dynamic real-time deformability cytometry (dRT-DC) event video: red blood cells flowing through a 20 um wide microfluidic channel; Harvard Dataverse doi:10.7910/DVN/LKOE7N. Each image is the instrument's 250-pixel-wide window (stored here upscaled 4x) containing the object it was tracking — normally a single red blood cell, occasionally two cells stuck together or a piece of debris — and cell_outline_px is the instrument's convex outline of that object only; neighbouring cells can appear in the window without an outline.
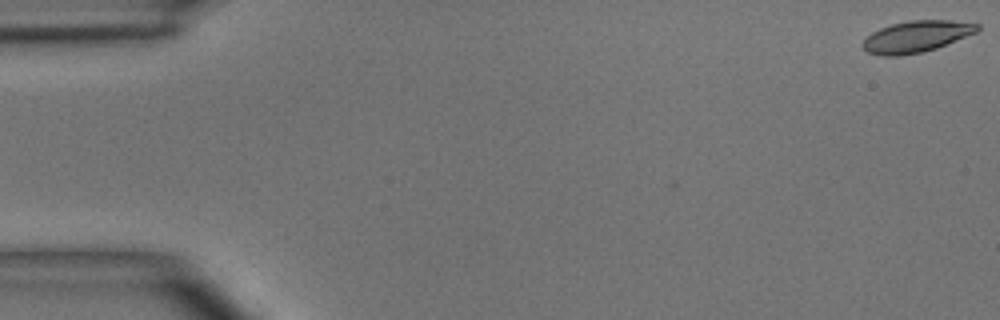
{"species": "common noctule bat (a hibernating species)", "species_latin": "Nyctalus noctula", "temperature_condition": "room temperature", "stored_images_in_passage": 4, "camera_frame_rate_fps": 3000, "um_per_image_px": 0.085, "animal": {"sex": "male", "body_mass_g": 15.6}, "frame": {"image": 1, "passage_image": 1, "time_ms": 0.0, "image_size_px": [1000, 320], "cell_outline_px": [[980, 28], [976, 32], [936, 48], [920, 52], [900, 56], [880, 56], [868, 52], [860, 44], [872, 32], [880, 28], [892, 24], [908, 20], [948, 20], [980, 24]], "centroid_in_image_um": [77.86, 3.1], "position_along_channel_um": 7.1, "area_um2": 20.87}}
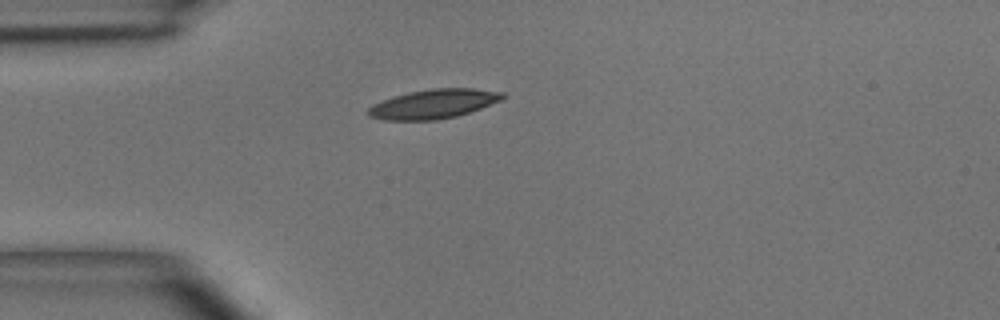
{"frame": {"image": 2, "passage_image": 4, "time_ms": 4.333, "image_size_px": [1000, 320], "cell_outline_px": [[508, 96], [500, 100], [480, 108], [456, 116], [436, 120], [384, 120], [368, 116], [368, 108], [372, 104], [408, 92], [432, 88], [472, 88], [504, 92]], "centroid_in_image_um": [36.86, 8.83], "position_along_channel_um": 48.1, "area_um2": 22.77}}